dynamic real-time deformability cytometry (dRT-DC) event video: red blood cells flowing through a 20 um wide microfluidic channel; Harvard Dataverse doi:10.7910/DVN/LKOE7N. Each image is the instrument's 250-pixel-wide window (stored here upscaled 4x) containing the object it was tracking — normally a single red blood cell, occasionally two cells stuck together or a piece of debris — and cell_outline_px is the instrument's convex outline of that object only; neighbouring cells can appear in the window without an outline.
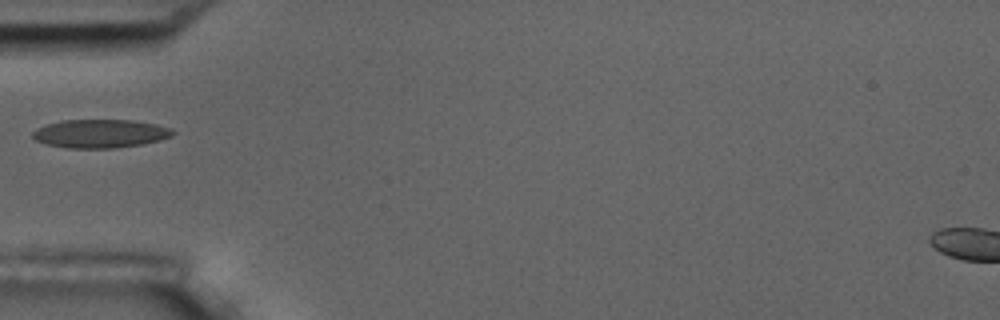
{"species": "common noctule bat (a hibernating species)", "species_latin": "Nyctalus noctula", "temperature_condition": "room temperature", "stored_images_in_passage": 15, "camera_frame_rate_fps": 3000, "um_per_image_px": 0.085, "animal": {"sex": "male", "body_mass_g": 17.5, "forearm_length_mm": 52.3}, "frame": {"image": 1, "passage_image": 1, "time_ms": 0.0, "image_size_px": [1000, 320], "cell_outline_px": [[176, 132], [172, 136], [160, 140], [140, 144], [112, 148], [64, 148], [44, 144], [36, 140], [32, 136], [32, 132], [36, 128], [60, 120], [132, 120], [156, 124], [172, 128]], "centroid_in_image_um": [8.51, 11.35], "position_along_channel_um": 76.5, "area_um2": 23.35}}